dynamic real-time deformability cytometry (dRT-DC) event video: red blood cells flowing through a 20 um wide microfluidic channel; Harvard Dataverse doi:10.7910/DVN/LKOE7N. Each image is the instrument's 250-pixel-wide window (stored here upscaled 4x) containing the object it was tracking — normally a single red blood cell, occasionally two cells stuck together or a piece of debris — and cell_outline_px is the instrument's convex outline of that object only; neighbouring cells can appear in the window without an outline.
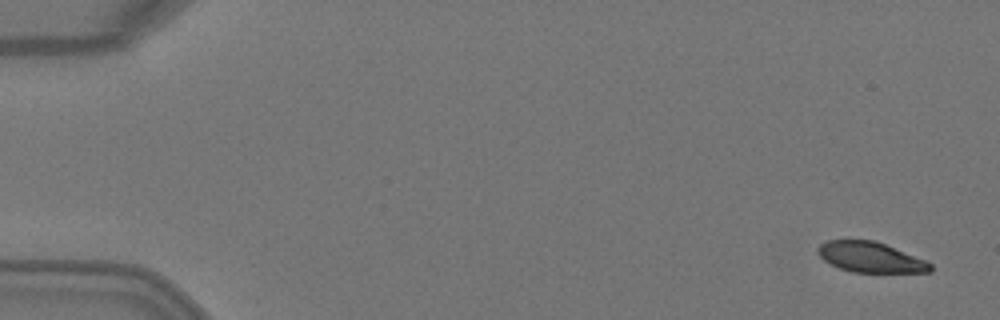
{"species": "Egyptian fruit bat (a non-hibernating species)", "species_latin": "Rousettus aegyptiacus", "temperature_condition": "warm", "stored_images_in_passage": 4, "camera_frame_rate_fps": 3000, "um_per_image_px": 0.085, "animal": {"sex": "female"}, "frame": {"image": 1, "passage_image": 1, "time_ms": 0.0, "image_size_px": [1000, 320], "cell_outline_px": [[932, 272], [852, 272], [840, 268], [824, 260], [816, 252], [816, 248], [820, 244], [828, 240], [876, 240], [924, 260], [932, 264]], "centroid_in_image_um": [73.97, 21.85], "position_along_channel_um": 11.0, "area_um2": 19.77}}